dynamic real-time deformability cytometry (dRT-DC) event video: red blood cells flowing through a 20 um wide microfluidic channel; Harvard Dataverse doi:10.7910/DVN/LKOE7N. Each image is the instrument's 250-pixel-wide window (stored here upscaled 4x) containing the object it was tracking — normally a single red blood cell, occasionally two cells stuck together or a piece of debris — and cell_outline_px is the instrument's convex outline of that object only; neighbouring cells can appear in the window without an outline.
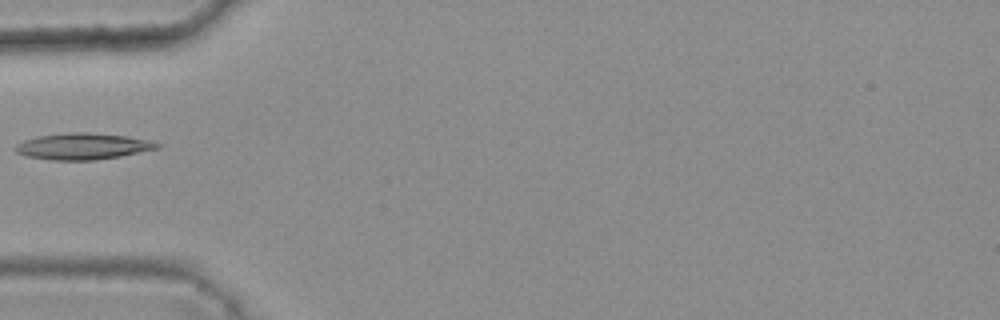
{"species": "common noctule bat (a hibernating species)", "species_latin": "Nyctalus noctula", "temperature_condition": "warm", "stored_images_in_passage": 5, "camera_frame_rate_fps": 3000, "um_per_image_px": 0.085, "animal": {"sex": "female", "body_mass_g": 25.1}, "frame": {"image": 1, "passage_image": 5, "time_ms": 1.333, "image_size_px": [1000, 320], "cell_outline_px": [[164, 144], [160, 148], [120, 156], [96, 160], [52, 160], [24, 156], [16, 152], [12, 148], [16, 144], [24, 140], [36, 136], [64, 132], [88, 132], [128, 136], [148, 140]], "centroid_in_image_um": [7.02, 12.43], "position_along_channel_um": 78.0, "area_um2": 22.14}}